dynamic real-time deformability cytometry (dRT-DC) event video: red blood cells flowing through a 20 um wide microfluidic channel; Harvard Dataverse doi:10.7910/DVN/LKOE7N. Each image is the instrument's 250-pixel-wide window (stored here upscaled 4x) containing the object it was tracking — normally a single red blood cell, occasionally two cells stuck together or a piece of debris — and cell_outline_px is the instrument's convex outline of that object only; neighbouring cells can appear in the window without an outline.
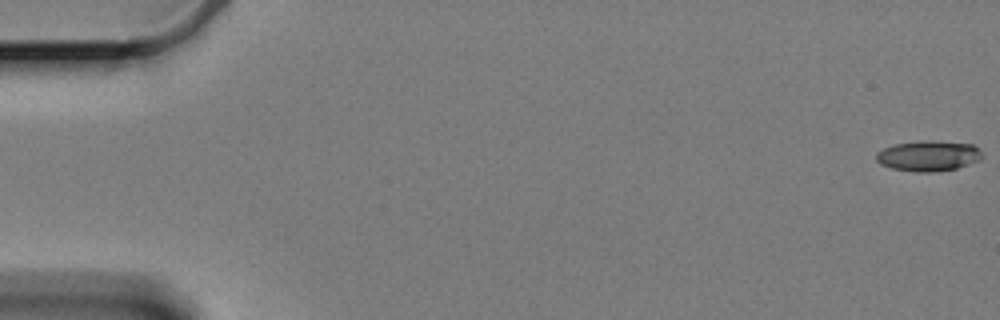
{"species": "Egyptian fruit bat (a non-hibernating species)", "species_latin": "Rousettus aegyptiacus", "temperature_condition": "cold", "stored_images_in_passage": 60, "camera_frame_rate_fps": 3000, "um_per_image_px": 0.085, "animal": {"sex": "female"}, "frame": {"image": 1, "passage_image": 1, "time_ms": 0.0, "image_size_px": [1000, 320], "cell_outline_px": [[984, 156], [980, 160], [956, 168], [936, 172], [916, 172], [892, 168], [880, 164], [876, 160], [876, 152], [892, 144], [920, 140], [932, 140], [972, 144], [980, 148]], "centroid_in_image_um": [78.92, 13.23], "position_along_channel_um": 6.1, "area_um2": 19.13}}
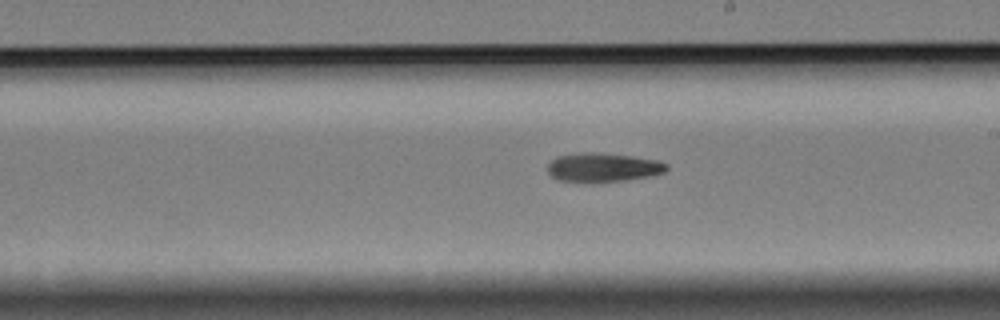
{"frame": {"image": 2, "passage_image": 35, "time_ms": 11.333, "image_size_px": [1000, 320], "cell_outline_px": [[668, 168], [664, 172], [648, 176], [624, 180], [560, 180], [552, 176], [548, 172], [548, 164], [556, 156], [580, 152], [600, 152], [632, 156], [656, 160], [668, 164]], "centroid_in_image_um": [51.26, 14.18], "position_along_channel_um": 237.7, "area_um2": 19.48}}
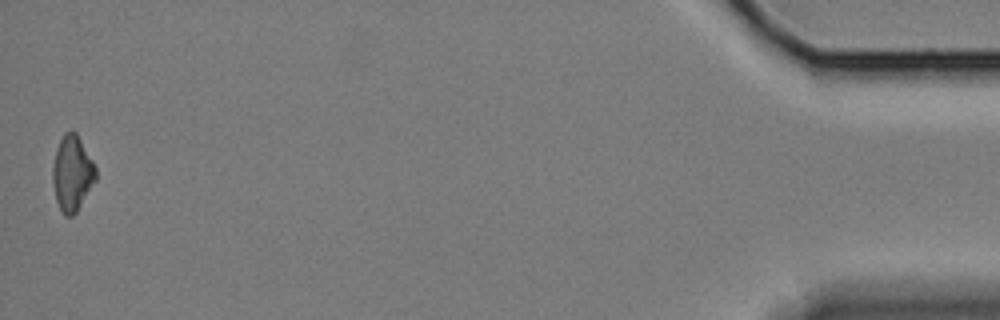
{"frame": {"image": 3, "passage_image": 60, "time_ms": 19.667, "image_size_px": [1000, 320], "cell_outline_px": [[96, 180], [76, 212], [72, 216], [64, 216], [56, 200], [52, 180], [52, 164], [56, 148], [64, 132], [72, 128], [76, 132], [92, 160], [96, 168]], "centroid_in_image_um": [6.12, 14.7], "position_along_channel_um": 429.1, "area_um2": 19.02}, "authors_computed_cell_mechanics": {"area_um2": 19.5075, "velocity_mm_per_s": 3.3664, "shape_relaxation_time_tau1_ms": 9.9845, "shape_relaxation_time_tau2_ms": null, "deformation_change_tau1": 0.2, "deformation_change_tau2": null}}